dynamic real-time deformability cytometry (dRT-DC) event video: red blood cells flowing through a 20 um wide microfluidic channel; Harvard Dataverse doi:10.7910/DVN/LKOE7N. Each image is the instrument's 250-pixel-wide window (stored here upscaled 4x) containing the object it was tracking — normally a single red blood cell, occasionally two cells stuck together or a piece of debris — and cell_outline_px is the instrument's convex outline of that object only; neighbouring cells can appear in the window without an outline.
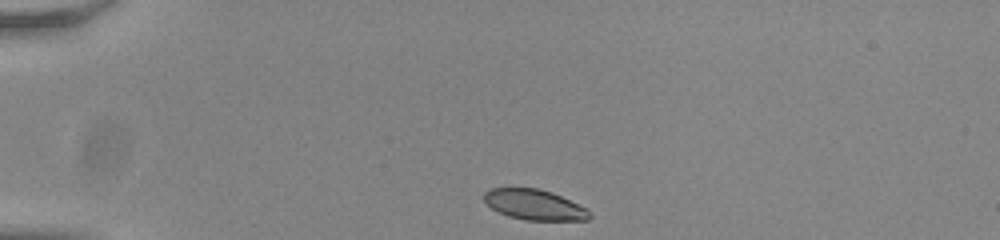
{"species": "common noctule bat (a hibernating species)", "species_latin": "Nyctalus noctula", "temperature_condition": "room temperature", "stored_images_in_passage": 36, "camera_frame_rate_fps": 3000, "um_per_image_px": 0.085, "animal": {"sex": "male", "body_mass_g": 20.0, "forearm_length_mm": 53.3}, "frame": {"image": 1, "passage_image": 1, "time_ms": 0.0, "image_size_px": [1000, 240], "cell_outline_px": [[592, 216], [588, 220], [524, 220], [508, 216], [492, 208], [484, 200], [484, 192], [488, 188], [536, 188], [552, 192], [588, 208]], "centroid_in_image_um": [45.45, 17.4], "position_along_channel_um": 39.6, "area_um2": 18.73}}
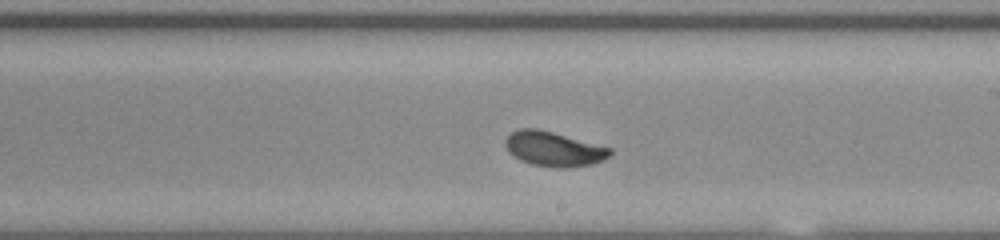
{"frame": {"image": 2, "passage_image": 21, "time_ms": 6.667, "image_size_px": [1000, 240], "cell_outline_px": [[612, 152], [608, 156], [592, 164], [568, 168], [556, 168], [532, 164], [520, 160], [504, 144], [504, 140], [512, 132], [520, 128], [540, 128], [612, 148]], "centroid_in_image_um": [47.08, 12.65], "position_along_channel_um": 241.9, "area_um2": 21.04}}
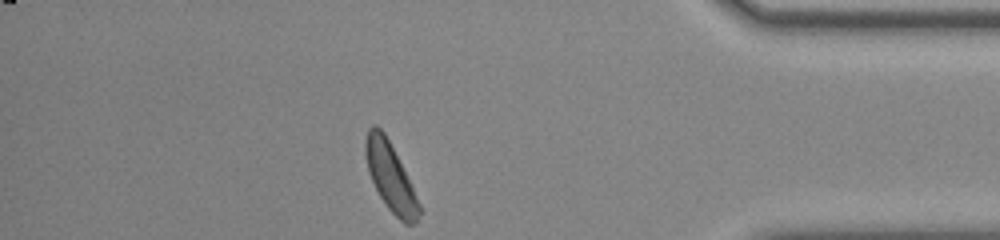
{"frame": {"image": 3, "passage_image": 36, "time_ms": 11.667, "image_size_px": [1000, 240], "cell_outline_px": [[420, 212], [416, 224], [404, 224], [388, 208], [380, 196], [368, 172], [364, 152], [364, 140], [368, 128], [372, 124], [376, 124], [384, 132], [420, 204]], "centroid_in_image_um": [33.14, 15.02], "position_along_channel_um": 402.1, "area_um2": 20.81}, "authors_computed_cell_mechanics": {"area_um2": 20.6924, "velocity_mm_per_s": 3.7894, "shape_relaxation_time_tau1_ms": 4.7483, "shape_relaxation_time_tau2_ms": null, "deformation_change_tau1": 0.2006, "deformation_change_tau2": null}}